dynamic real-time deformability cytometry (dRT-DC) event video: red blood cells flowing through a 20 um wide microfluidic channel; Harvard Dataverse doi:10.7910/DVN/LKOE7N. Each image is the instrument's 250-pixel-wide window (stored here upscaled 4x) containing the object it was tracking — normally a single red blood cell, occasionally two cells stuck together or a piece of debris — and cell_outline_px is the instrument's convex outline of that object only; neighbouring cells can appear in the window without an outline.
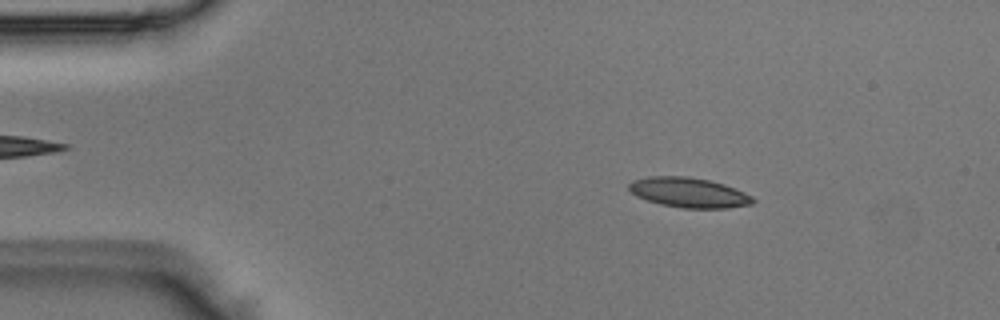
{"species": "Egyptian fruit bat (a non-hibernating species)", "species_latin": "Rousettus aegyptiacus", "temperature_condition": "room temperature", "stored_images_in_passage": 5, "camera_frame_rate_fps": 3000, "um_per_image_px": 0.085, "animal": {"sex": "male"}, "frame": {"image": 1, "passage_image": 1, "time_ms": 0.0, "image_size_px": [1000, 320], "cell_outline_px": [[756, 200], [752, 204], [728, 208], [684, 208], [660, 204], [636, 196], [628, 188], [628, 184], [632, 180], [648, 176], [684, 176], [708, 180], [724, 184], [744, 192], [752, 196]], "centroid_in_image_um": [58.54, 16.36], "position_along_channel_um": 26.5, "area_um2": 21.56}}